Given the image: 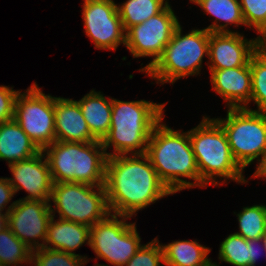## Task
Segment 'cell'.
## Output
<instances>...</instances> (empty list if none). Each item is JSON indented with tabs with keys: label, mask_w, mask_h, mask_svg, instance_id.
<instances>
[{
	"label": "cell",
	"mask_w": 266,
	"mask_h": 266,
	"mask_svg": "<svg viewBox=\"0 0 266 266\" xmlns=\"http://www.w3.org/2000/svg\"><path fill=\"white\" fill-rule=\"evenodd\" d=\"M104 186L110 213L129 217L173 194L145 153L107 157Z\"/></svg>",
	"instance_id": "6da1fadb"
},
{
	"label": "cell",
	"mask_w": 266,
	"mask_h": 266,
	"mask_svg": "<svg viewBox=\"0 0 266 266\" xmlns=\"http://www.w3.org/2000/svg\"><path fill=\"white\" fill-rule=\"evenodd\" d=\"M145 154L173 195L184 189L203 188L188 131L174 130L162 119L150 135Z\"/></svg>",
	"instance_id": "7a4b0ae2"
},
{
	"label": "cell",
	"mask_w": 266,
	"mask_h": 266,
	"mask_svg": "<svg viewBox=\"0 0 266 266\" xmlns=\"http://www.w3.org/2000/svg\"><path fill=\"white\" fill-rule=\"evenodd\" d=\"M165 105L144 99L122 101L112 98L110 130L101 141L107 157L146 153L154 127L165 118ZM110 147L113 152L108 153Z\"/></svg>",
	"instance_id": "3957f363"
},
{
	"label": "cell",
	"mask_w": 266,
	"mask_h": 266,
	"mask_svg": "<svg viewBox=\"0 0 266 266\" xmlns=\"http://www.w3.org/2000/svg\"><path fill=\"white\" fill-rule=\"evenodd\" d=\"M188 132L203 188L209 184L221 186L228 180L248 182L231 153L225 131L214 118L203 116L199 125Z\"/></svg>",
	"instance_id": "277c9868"
},
{
	"label": "cell",
	"mask_w": 266,
	"mask_h": 266,
	"mask_svg": "<svg viewBox=\"0 0 266 266\" xmlns=\"http://www.w3.org/2000/svg\"><path fill=\"white\" fill-rule=\"evenodd\" d=\"M43 152L53 183L77 182L104 186L107 155L101 141H55Z\"/></svg>",
	"instance_id": "5b68a950"
},
{
	"label": "cell",
	"mask_w": 266,
	"mask_h": 266,
	"mask_svg": "<svg viewBox=\"0 0 266 266\" xmlns=\"http://www.w3.org/2000/svg\"><path fill=\"white\" fill-rule=\"evenodd\" d=\"M182 32L179 25L161 56L145 71L157 84L173 85L182 77L200 74L203 57L208 58L210 32L205 28Z\"/></svg>",
	"instance_id": "8992f818"
},
{
	"label": "cell",
	"mask_w": 266,
	"mask_h": 266,
	"mask_svg": "<svg viewBox=\"0 0 266 266\" xmlns=\"http://www.w3.org/2000/svg\"><path fill=\"white\" fill-rule=\"evenodd\" d=\"M49 202L54 217L58 213L59 219L90 228L110 213L105 186L77 182L53 183ZM51 202L55 208H52Z\"/></svg>",
	"instance_id": "52a82bcc"
},
{
	"label": "cell",
	"mask_w": 266,
	"mask_h": 266,
	"mask_svg": "<svg viewBox=\"0 0 266 266\" xmlns=\"http://www.w3.org/2000/svg\"><path fill=\"white\" fill-rule=\"evenodd\" d=\"M226 133L231 153L244 170L266 153V114L228 108L225 118H214ZM261 156V157H260Z\"/></svg>",
	"instance_id": "ba28073f"
},
{
	"label": "cell",
	"mask_w": 266,
	"mask_h": 266,
	"mask_svg": "<svg viewBox=\"0 0 266 266\" xmlns=\"http://www.w3.org/2000/svg\"><path fill=\"white\" fill-rule=\"evenodd\" d=\"M130 218L109 213L90 228L89 246L97 259H104L113 266H124L136 254L143 244L135 222H127Z\"/></svg>",
	"instance_id": "9c48e42d"
},
{
	"label": "cell",
	"mask_w": 266,
	"mask_h": 266,
	"mask_svg": "<svg viewBox=\"0 0 266 266\" xmlns=\"http://www.w3.org/2000/svg\"><path fill=\"white\" fill-rule=\"evenodd\" d=\"M14 119L41 151L56 141L54 97L45 95L36 82L17 95Z\"/></svg>",
	"instance_id": "30bf717a"
},
{
	"label": "cell",
	"mask_w": 266,
	"mask_h": 266,
	"mask_svg": "<svg viewBox=\"0 0 266 266\" xmlns=\"http://www.w3.org/2000/svg\"><path fill=\"white\" fill-rule=\"evenodd\" d=\"M179 25L177 16L168 4L160 13L125 32V46L133 58L152 57L139 72H145L156 62Z\"/></svg>",
	"instance_id": "8fae6325"
},
{
	"label": "cell",
	"mask_w": 266,
	"mask_h": 266,
	"mask_svg": "<svg viewBox=\"0 0 266 266\" xmlns=\"http://www.w3.org/2000/svg\"><path fill=\"white\" fill-rule=\"evenodd\" d=\"M114 0H84L82 19L86 36L95 48L115 51L125 46V30Z\"/></svg>",
	"instance_id": "7c38bea8"
},
{
	"label": "cell",
	"mask_w": 266,
	"mask_h": 266,
	"mask_svg": "<svg viewBox=\"0 0 266 266\" xmlns=\"http://www.w3.org/2000/svg\"><path fill=\"white\" fill-rule=\"evenodd\" d=\"M52 216L50 202L19 199L15 200L14 206L8 213L7 226L30 250L34 251L44 247Z\"/></svg>",
	"instance_id": "4fadbf2b"
},
{
	"label": "cell",
	"mask_w": 266,
	"mask_h": 266,
	"mask_svg": "<svg viewBox=\"0 0 266 266\" xmlns=\"http://www.w3.org/2000/svg\"><path fill=\"white\" fill-rule=\"evenodd\" d=\"M260 46L259 36L248 40L238 31L210 32L208 68L221 70L245 66Z\"/></svg>",
	"instance_id": "5bb4252c"
},
{
	"label": "cell",
	"mask_w": 266,
	"mask_h": 266,
	"mask_svg": "<svg viewBox=\"0 0 266 266\" xmlns=\"http://www.w3.org/2000/svg\"><path fill=\"white\" fill-rule=\"evenodd\" d=\"M8 167L13 178L7 179L15 195L21 189L28 194L21 200L50 201L53 182L48 160L43 151L29 159L10 164Z\"/></svg>",
	"instance_id": "9a60e30c"
},
{
	"label": "cell",
	"mask_w": 266,
	"mask_h": 266,
	"mask_svg": "<svg viewBox=\"0 0 266 266\" xmlns=\"http://www.w3.org/2000/svg\"><path fill=\"white\" fill-rule=\"evenodd\" d=\"M209 71L212 90L223 98L227 108L248 109L252 94L250 62L242 67Z\"/></svg>",
	"instance_id": "2e32d148"
},
{
	"label": "cell",
	"mask_w": 266,
	"mask_h": 266,
	"mask_svg": "<svg viewBox=\"0 0 266 266\" xmlns=\"http://www.w3.org/2000/svg\"><path fill=\"white\" fill-rule=\"evenodd\" d=\"M54 111L56 141L78 143L97 141L89 130L77 100L54 97Z\"/></svg>",
	"instance_id": "e0dca14e"
},
{
	"label": "cell",
	"mask_w": 266,
	"mask_h": 266,
	"mask_svg": "<svg viewBox=\"0 0 266 266\" xmlns=\"http://www.w3.org/2000/svg\"><path fill=\"white\" fill-rule=\"evenodd\" d=\"M89 238V226L62 219L54 220L52 216L48 224L44 248L76 254L74 251L83 244L89 245Z\"/></svg>",
	"instance_id": "ac0fdd59"
},
{
	"label": "cell",
	"mask_w": 266,
	"mask_h": 266,
	"mask_svg": "<svg viewBox=\"0 0 266 266\" xmlns=\"http://www.w3.org/2000/svg\"><path fill=\"white\" fill-rule=\"evenodd\" d=\"M40 151L15 119L0 124V160L10 165L29 159Z\"/></svg>",
	"instance_id": "d6986e66"
},
{
	"label": "cell",
	"mask_w": 266,
	"mask_h": 266,
	"mask_svg": "<svg viewBox=\"0 0 266 266\" xmlns=\"http://www.w3.org/2000/svg\"><path fill=\"white\" fill-rule=\"evenodd\" d=\"M91 134L102 141L108 134L112 116V97L107 99L94 89L78 100Z\"/></svg>",
	"instance_id": "ffe728a7"
},
{
	"label": "cell",
	"mask_w": 266,
	"mask_h": 266,
	"mask_svg": "<svg viewBox=\"0 0 266 266\" xmlns=\"http://www.w3.org/2000/svg\"><path fill=\"white\" fill-rule=\"evenodd\" d=\"M161 246L165 266H212L208 258L211 249L196 240H177Z\"/></svg>",
	"instance_id": "44dd1931"
},
{
	"label": "cell",
	"mask_w": 266,
	"mask_h": 266,
	"mask_svg": "<svg viewBox=\"0 0 266 266\" xmlns=\"http://www.w3.org/2000/svg\"><path fill=\"white\" fill-rule=\"evenodd\" d=\"M191 3L197 4L205 14L215 18L214 22L205 28L209 32H235L228 26H246L239 0H193Z\"/></svg>",
	"instance_id": "7402d4cb"
},
{
	"label": "cell",
	"mask_w": 266,
	"mask_h": 266,
	"mask_svg": "<svg viewBox=\"0 0 266 266\" xmlns=\"http://www.w3.org/2000/svg\"><path fill=\"white\" fill-rule=\"evenodd\" d=\"M169 0H127L117 6L125 32L132 26L141 24L160 13Z\"/></svg>",
	"instance_id": "603a6c76"
},
{
	"label": "cell",
	"mask_w": 266,
	"mask_h": 266,
	"mask_svg": "<svg viewBox=\"0 0 266 266\" xmlns=\"http://www.w3.org/2000/svg\"><path fill=\"white\" fill-rule=\"evenodd\" d=\"M30 250L10 228L0 230V266H18L23 263L31 264Z\"/></svg>",
	"instance_id": "cb8c5ba5"
},
{
	"label": "cell",
	"mask_w": 266,
	"mask_h": 266,
	"mask_svg": "<svg viewBox=\"0 0 266 266\" xmlns=\"http://www.w3.org/2000/svg\"><path fill=\"white\" fill-rule=\"evenodd\" d=\"M252 76L251 101L257 105V109L249 110L266 114V48L262 45L250 59Z\"/></svg>",
	"instance_id": "d4e9b609"
},
{
	"label": "cell",
	"mask_w": 266,
	"mask_h": 266,
	"mask_svg": "<svg viewBox=\"0 0 266 266\" xmlns=\"http://www.w3.org/2000/svg\"><path fill=\"white\" fill-rule=\"evenodd\" d=\"M236 216L239 231L235 234L246 240H257L266 233V205L258 204L243 207Z\"/></svg>",
	"instance_id": "484cf974"
},
{
	"label": "cell",
	"mask_w": 266,
	"mask_h": 266,
	"mask_svg": "<svg viewBox=\"0 0 266 266\" xmlns=\"http://www.w3.org/2000/svg\"><path fill=\"white\" fill-rule=\"evenodd\" d=\"M218 259L234 266H249V247L242 236L229 234L220 244Z\"/></svg>",
	"instance_id": "4316f807"
},
{
	"label": "cell",
	"mask_w": 266,
	"mask_h": 266,
	"mask_svg": "<svg viewBox=\"0 0 266 266\" xmlns=\"http://www.w3.org/2000/svg\"><path fill=\"white\" fill-rule=\"evenodd\" d=\"M88 257L66 253L59 250L41 248L32 251L31 265L34 266H84L90 260Z\"/></svg>",
	"instance_id": "83f0119b"
},
{
	"label": "cell",
	"mask_w": 266,
	"mask_h": 266,
	"mask_svg": "<svg viewBox=\"0 0 266 266\" xmlns=\"http://www.w3.org/2000/svg\"><path fill=\"white\" fill-rule=\"evenodd\" d=\"M247 28L255 29L262 40L266 36V0H239Z\"/></svg>",
	"instance_id": "f1b7e54d"
},
{
	"label": "cell",
	"mask_w": 266,
	"mask_h": 266,
	"mask_svg": "<svg viewBox=\"0 0 266 266\" xmlns=\"http://www.w3.org/2000/svg\"><path fill=\"white\" fill-rule=\"evenodd\" d=\"M158 238L143 244L124 266H165L164 254Z\"/></svg>",
	"instance_id": "f546056e"
},
{
	"label": "cell",
	"mask_w": 266,
	"mask_h": 266,
	"mask_svg": "<svg viewBox=\"0 0 266 266\" xmlns=\"http://www.w3.org/2000/svg\"><path fill=\"white\" fill-rule=\"evenodd\" d=\"M21 90H14L13 86H0V124L14 119L15 103Z\"/></svg>",
	"instance_id": "4dcf8cb0"
},
{
	"label": "cell",
	"mask_w": 266,
	"mask_h": 266,
	"mask_svg": "<svg viewBox=\"0 0 266 266\" xmlns=\"http://www.w3.org/2000/svg\"><path fill=\"white\" fill-rule=\"evenodd\" d=\"M15 193L13 187L9 183L7 177L0 178V211H4L7 204L11 201L14 197Z\"/></svg>",
	"instance_id": "1f68e13d"
},
{
	"label": "cell",
	"mask_w": 266,
	"mask_h": 266,
	"mask_svg": "<svg viewBox=\"0 0 266 266\" xmlns=\"http://www.w3.org/2000/svg\"><path fill=\"white\" fill-rule=\"evenodd\" d=\"M247 247H249V266H255L262 250L265 252L262 239L247 240Z\"/></svg>",
	"instance_id": "d6a6232c"
},
{
	"label": "cell",
	"mask_w": 266,
	"mask_h": 266,
	"mask_svg": "<svg viewBox=\"0 0 266 266\" xmlns=\"http://www.w3.org/2000/svg\"><path fill=\"white\" fill-rule=\"evenodd\" d=\"M251 177L266 180V153L263 155L260 162L256 165V170Z\"/></svg>",
	"instance_id": "836d02e7"
},
{
	"label": "cell",
	"mask_w": 266,
	"mask_h": 266,
	"mask_svg": "<svg viewBox=\"0 0 266 266\" xmlns=\"http://www.w3.org/2000/svg\"><path fill=\"white\" fill-rule=\"evenodd\" d=\"M15 201H13L5 211H0V230L4 229L7 226L8 222V213L14 206Z\"/></svg>",
	"instance_id": "e575fe53"
},
{
	"label": "cell",
	"mask_w": 266,
	"mask_h": 266,
	"mask_svg": "<svg viewBox=\"0 0 266 266\" xmlns=\"http://www.w3.org/2000/svg\"><path fill=\"white\" fill-rule=\"evenodd\" d=\"M262 242H263V246L265 248V256H266V233L262 236Z\"/></svg>",
	"instance_id": "d590c367"
},
{
	"label": "cell",
	"mask_w": 266,
	"mask_h": 266,
	"mask_svg": "<svg viewBox=\"0 0 266 266\" xmlns=\"http://www.w3.org/2000/svg\"><path fill=\"white\" fill-rule=\"evenodd\" d=\"M261 45L266 48V36L261 40Z\"/></svg>",
	"instance_id": "8d00e7d4"
},
{
	"label": "cell",
	"mask_w": 266,
	"mask_h": 266,
	"mask_svg": "<svg viewBox=\"0 0 266 266\" xmlns=\"http://www.w3.org/2000/svg\"><path fill=\"white\" fill-rule=\"evenodd\" d=\"M219 265H220V263H218V265H217V263L212 262V266H219Z\"/></svg>",
	"instance_id": "74e56055"
}]
</instances>
